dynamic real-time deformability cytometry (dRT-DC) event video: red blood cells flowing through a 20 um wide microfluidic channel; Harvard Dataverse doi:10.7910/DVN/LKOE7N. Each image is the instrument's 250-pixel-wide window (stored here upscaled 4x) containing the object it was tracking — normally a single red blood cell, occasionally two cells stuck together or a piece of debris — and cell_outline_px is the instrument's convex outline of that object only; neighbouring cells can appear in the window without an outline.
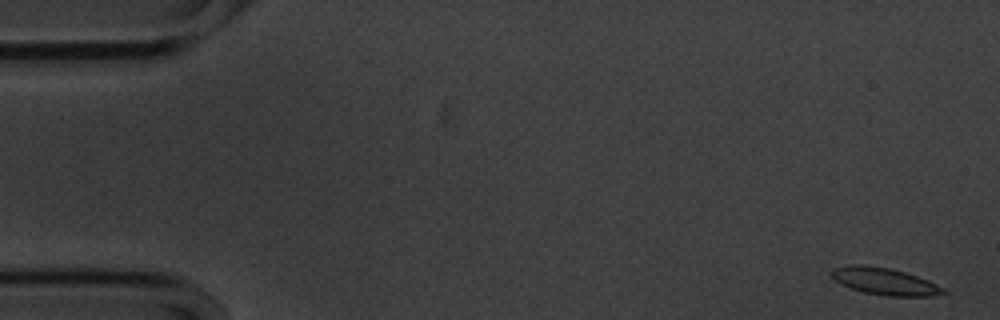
{"species": "common noctule bat (a hibernating species)", "species_latin": "Nyctalus noctula", "temperature_condition": "cold", "stored_images_in_passage": 55, "camera_frame_rate_fps": 3000, "um_per_image_px": 0.085, "animal": {"sex": "male", "body_mass_g": 20.1, "forearm_length_mm": 53.5}, "frame": {"image": 1, "passage_image": 1, "time_ms": 0.0, "image_size_px": [1000, 320], "cell_outline_px": [[948, 292], [932, 296], [884, 296], [864, 292], [848, 288], [840, 284], [832, 276], [832, 268], [852, 264], [864, 264], [888, 268], [904, 272], [928, 280], [944, 288]], "centroid_in_image_um": [75.18, 23.92], "position_along_channel_um": 9.8, "area_um2": 17.63}}
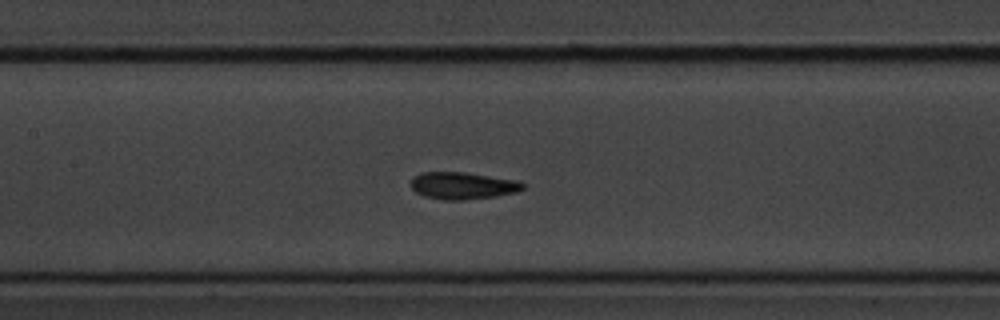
{"frame": {"image": 2, "passage_image": 25, "time_ms": 8.0, "image_size_px": [1000, 320], "cell_outline_px": [[524, 188], [516, 192], [496, 196], [464, 200], [444, 200], [424, 196], [416, 192], [412, 188], [412, 180], [420, 172], [464, 172], [516, 180], [524, 184]], "centroid_in_image_um": [39.33, 15.78], "position_along_channel_um": 168.1, "area_um2": 17.51}}
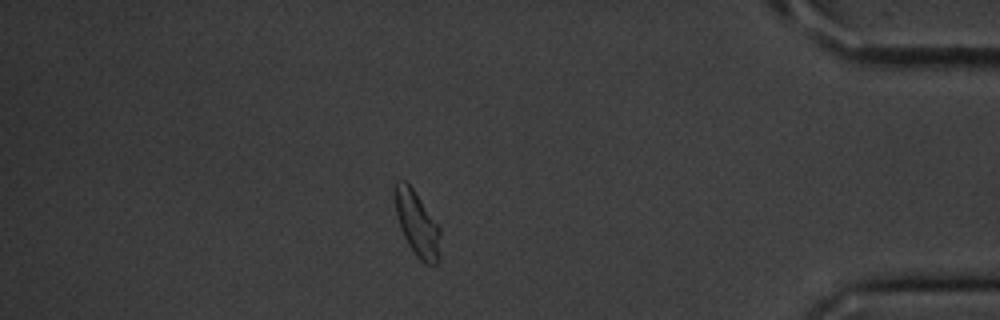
{"frame": {"image": 3, "passage_image": 48, "time_ms": 15.667, "image_size_px": [1000, 320], "cell_outline_px": [[440, 256], [436, 264], [428, 264], [420, 260], [416, 256], [408, 244], [400, 228], [396, 216], [396, 180], [404, 180], [412, 188], [440, 224]], "centroid_in_image_um": [35.5, 19.05], "position_along_channel_um": 399.7, "area_um2": 17.17}, "authors_computed_cell_mechanics": {"area_um2": 17.34, "velocity_mm_per_s": 3.5348, "shape_relaxation_time_tau1_ms": 5.2174, "shape_relaxation_time_tau2_ms": 5.6962, "deformation_change_tau1": 0.1151, "deformation_change_tau2": 0.0791}}